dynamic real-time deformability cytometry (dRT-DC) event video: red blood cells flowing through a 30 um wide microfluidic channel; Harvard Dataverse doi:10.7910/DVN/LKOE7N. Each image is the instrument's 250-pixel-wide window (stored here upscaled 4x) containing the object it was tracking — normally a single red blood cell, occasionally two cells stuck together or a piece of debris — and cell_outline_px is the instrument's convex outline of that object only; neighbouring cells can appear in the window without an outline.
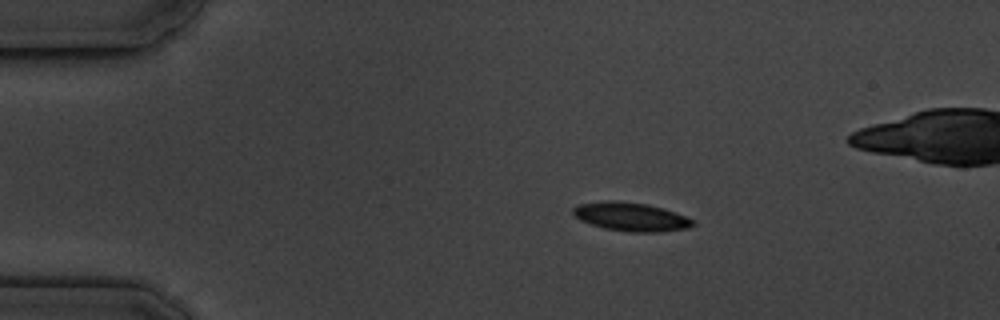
{"species": "common noctule bat (a hibernating species)", "species_latin": "Nyctalus noctula", "temperature_condition": "cold", "stored_images_in_passage": 16, "camera_frame_rate_fps": 3000, "um_per_image_px": 0.085, "animal": {"sex": "male", "body_mass_g": 19.5, "forearm_length_mm": 54.6}, "frame": {"image": 1, "passage_image": 3, "time_ms": 2.333, "image_size_px": [1000, 320], "cell_outline_px": [[696, 224], [688, 228], [660, 232], [628, 232], [604, 228], [580, 220], [572, 212], [572, 208], [580, 204], [604, 200], [616, 200], [648, 204], [664, 208], [696, 220]], "centroid_in_image_um": [53.67, 18.42], "position_along_channel_um": 31.3, "area_um2": 20.17}}
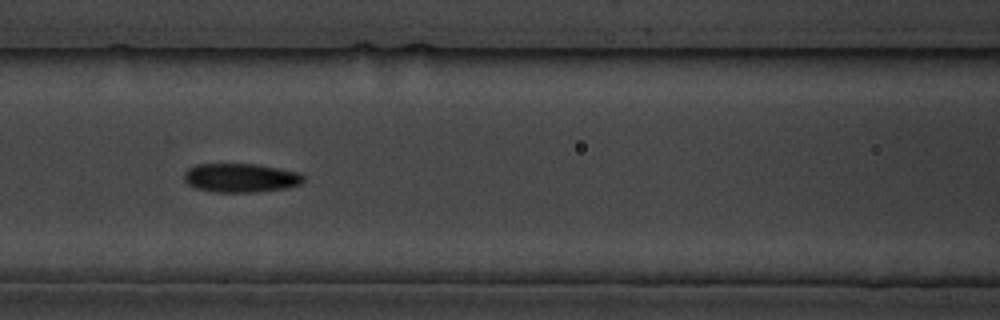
{"frame": {"image": 2, "passage_image": 7, "time_ms": 7.0, "image_size_px": [1000, 320], "cell_outline_px": [[304, 180], [300, 184], [288, 188], [256, 192], [212, 192], [196, 188], [188, 184], [184, 180], [184, 172], [188, 168], [196, 164], [256, 164], [300, 172], [304, 176]], "centroid_in_image_um": [20.46, 15.12], "position_along_channel_um": 146.1, "area_um2": 20.29}}
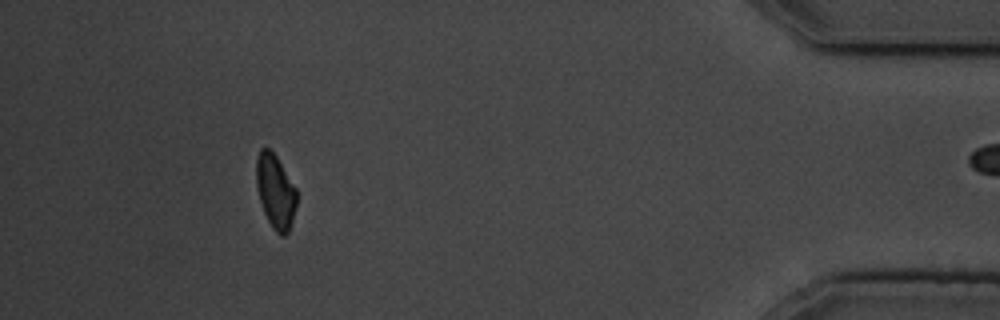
{"frame": {"image": 3, "passage_image": 14, "time_ms": 16.0, "image_size_px": [1000, 320], "cell_outline_px": [[296, 208], [288, 232], [284, 236], [280, 236], [272, 228], [264, 212], [260, 200], [256, 184], [256, 160], [260, 148], [268, 148], [276, 156], [296, 188]], "centroid_in_image_um": [23.4, 16.28], "position_along_channel_um": 411.8, "area_um2": 17.28}, "authors_computed_cell_mechanics": {"area_um2": 19.1607, "velocity_mm_per_s": 3.5724, "shape_relaxation_time_tau1_ms": 2.9887, "shape_relaxation_time_tau2_ms": 5.676, "deformation_change_tau1": 0.0764, "deformation_change_tau2": 0.0929}}